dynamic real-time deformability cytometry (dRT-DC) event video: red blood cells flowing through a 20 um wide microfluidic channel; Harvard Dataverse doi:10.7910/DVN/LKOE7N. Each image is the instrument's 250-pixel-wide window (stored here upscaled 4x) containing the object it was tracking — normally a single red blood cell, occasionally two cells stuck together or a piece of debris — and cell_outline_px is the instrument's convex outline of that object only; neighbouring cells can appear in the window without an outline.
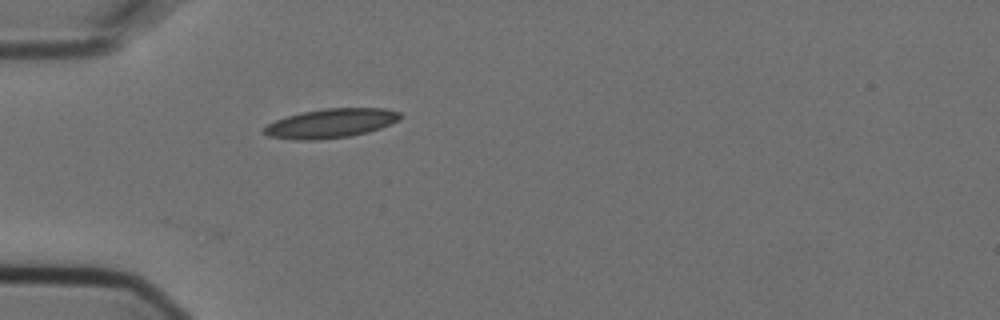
{"species": "Egyptian fruit bat (a non-hibernating species)", "species_latin": "Rousettus aegyptiacus", "temperature_condition": "cold", "stored_images_in_passage": 1, "camera_frame_rate_fps": 3000, "um_per_image_px": 0.085, "animal": {"sex": "female"}, "frame": {"image": 1, "passage_image": 1, "time_ms": 0.0, "image_size_px": [1000, 320], "cell_outline_px": [[400, 120], [380, 128], [368, 132], [348, 136], [316, 140], [296, 140], [268, 136], [264, 132], [264, 128], [268, 124], [276, 120], [300, 112], [324, 108], [384, 108], [400, 112]], "centroid_in_image_um": [28.13, 10.47], "position_along_channel_um": 56.9, "area_um2": 23.06}}